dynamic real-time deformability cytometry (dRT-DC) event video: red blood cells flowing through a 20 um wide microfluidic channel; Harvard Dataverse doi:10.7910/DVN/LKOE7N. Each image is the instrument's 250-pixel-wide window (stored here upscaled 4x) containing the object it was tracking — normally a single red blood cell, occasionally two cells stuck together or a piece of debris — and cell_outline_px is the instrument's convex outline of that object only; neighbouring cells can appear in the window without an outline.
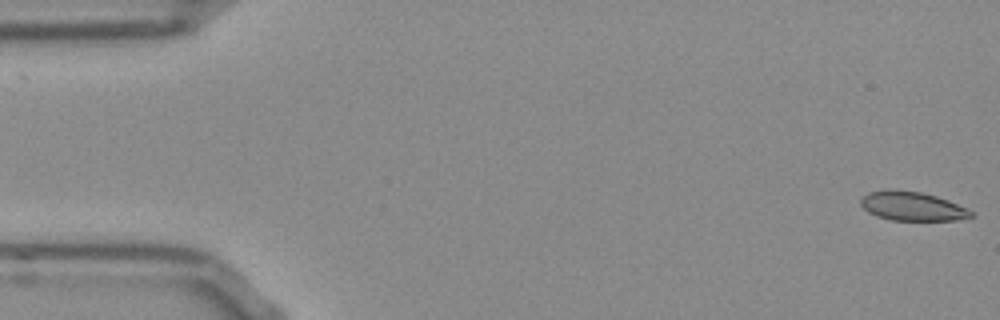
{"species": "Egyptian fruit bat (a non-hibernating species)", "species_latin": "Rousettus aegyptiacus", "temperature_condition": "room temperature", "stored_images_in_passage": 14, "camera_frame_rate_fps": 3000, "um_per_image_px": 0.085, "frame": {"image": 1, "passage_image": 1, "time_ms": 0.0, "image_size_px": [1000, 320], "cell_outline_px": [[976, 216], [956, 220], [892, 220], [876, 216], [868, 212], [860, 204], [860, 196], [868, 192], [888, 188], [896, 188], [920, 192], [936, 196], [948, 200], [968, 208]], "centroid_in_image_um": [77.51, 17.5], "position_along_channel_um": 7.5, "area_um2": 19.02}}